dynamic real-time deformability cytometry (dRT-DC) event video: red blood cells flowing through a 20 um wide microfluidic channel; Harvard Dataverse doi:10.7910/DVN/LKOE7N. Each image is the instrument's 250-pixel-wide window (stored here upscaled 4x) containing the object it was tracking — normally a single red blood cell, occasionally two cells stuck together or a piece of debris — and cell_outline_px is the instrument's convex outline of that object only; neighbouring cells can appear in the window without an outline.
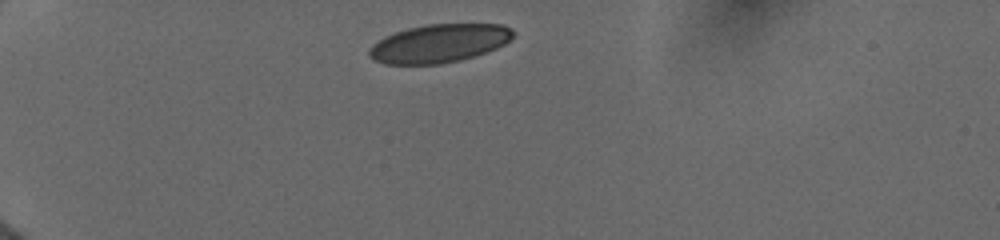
{"species": "human", "species_latin": "Homo sapiens", "temperature_condition": "cold", "stored_images_in_passage": 3, "camera_frame_rate_fps": 3000, "um_per_image_px": 0.085, "donor": {"sex": "female"}, "frame": {"image": 1, "passage_image": 1, "time_ms": 0.0, "image_size_px": [1000, 240], "cell_outline_px": [[512, 36], [504, 44], [496, 48], [460, 60], [440, 64], [384, 64], [372, 60], [368, 56], [368, 48], [372, 44], [384, 36], [408, 28], [428, 24], [504, 24], [512, 28]], "centroid_in_image_um": [37.26, 3.69], "position_along_channel_um": 47.7, "area_um2": 32.14}}
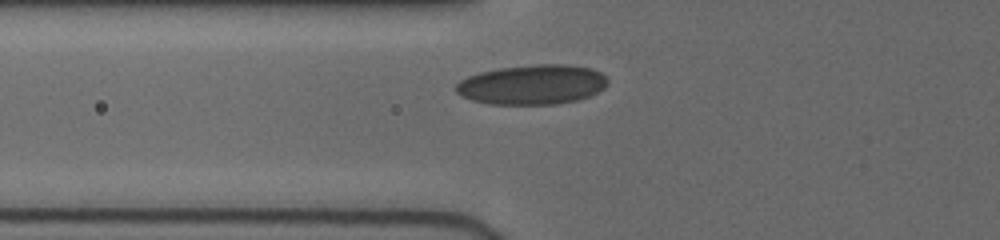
{"frame": {"image": 2, "passage_image": 3, "time_ms": 2.0, "image_size_px": [1000, 240], "cell_outline_px": [[608, 84], [604, 88], [588, 96], [576, 100], [556, 104], [492, 104], [472, 100], [456, 92], [456, 84], [460, 80], [468, 76], [480, 72], [500, 68], [536, 64], [568, 64], [592, 68], [600, 72], [608, 80]], "centroid_in_image_um": [45.26, 7.18], "position_along_channel_um": 80.5, "area_um2": 35.03}}